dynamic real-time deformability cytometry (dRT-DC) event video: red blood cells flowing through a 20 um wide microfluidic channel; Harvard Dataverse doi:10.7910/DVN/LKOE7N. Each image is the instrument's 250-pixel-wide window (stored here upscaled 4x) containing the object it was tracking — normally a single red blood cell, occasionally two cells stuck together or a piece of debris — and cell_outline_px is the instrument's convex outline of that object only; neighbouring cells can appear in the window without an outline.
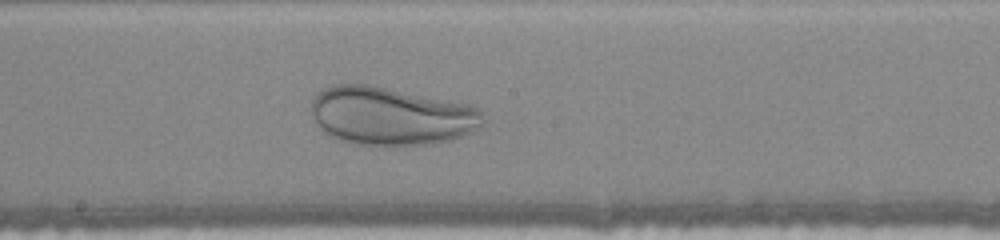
{"species": "human", "species_latin": "Homo sapiens", "temperature_condition": "warm", "stored_images_in_passage": 26, "camera_frame_rate_fps": 3000, "um_per_image_px": 0.085, "donor": {"sex": "female"}, "frame": {"image": 1, "passage_image": 13, "time_ms": 4.0, "image_size_px": [1000, 240], "cell_outline_px": [[484, 124], [476, 132], [452, 140], [432, 144], [396, 148], [376, 148], [348, 144], [324, 132], [316, 124], [312, 116], [312, 96], [320, 88], [332, 84], [368, 84], [468, 104], [476, 108], [480, 112], [484, 120]], "centroid_in_image_um": [33.2, 9.92], "position_along_channel_um": 215.0, "area_um2": 60.0}}
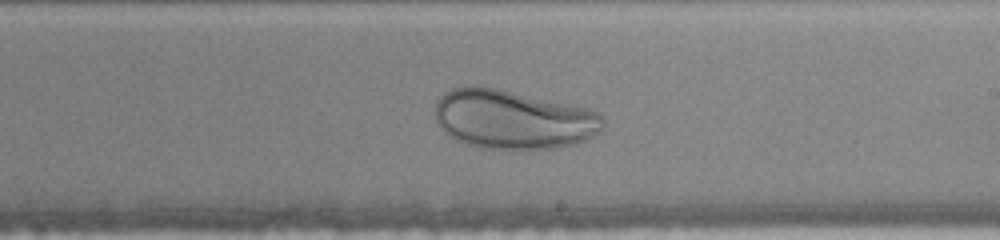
{"frame": {"image": 2, "passage_image": 15, "time_ms": 4.667, "image_size_px": [1000, 240], "cell_outline_px": [[604, 128], [600, 132], [576, 144], [556, 148], [528, 152], [480, 148], [464, 144], [456, 140], [444, 132], [436, 120], [436, 100], [444, 92], [452, 88], [496, 88], [588, 108], [604, 116]], "centroid_in_image_um": [43.64, 10.22], "position_along_channel_um": 245.4, "area_um2": 58.49}}
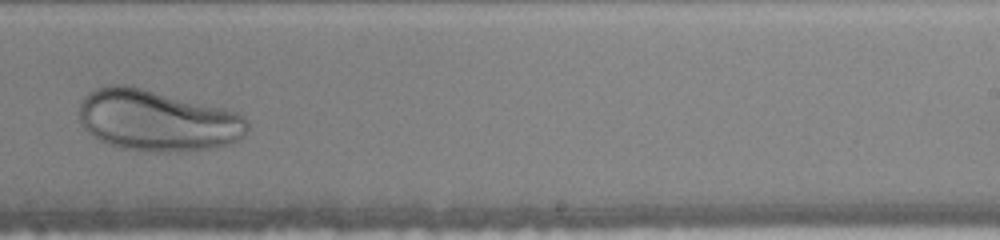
{"frame": {"image": 3, "passage_image": 17, "time_ms": 5.333, "image_size_px": [1000, 240], "cell_outline_px": [[248, 128], [244, 136], [232, 144], [216, 148], [180, 152], [144, 152], [120, 148], [108, 144], [92, 136], [84, 128], [80, 120], [80, 100], [88, 92], [96, 88], [112, 84], [124, 84], [224, 108], [236, 112], [244, 116], [248, 120]], "centroid_in_image_um": [13.38, 10.27], "position_along_channel_um": 275.6, "area_um2": 60.57}}